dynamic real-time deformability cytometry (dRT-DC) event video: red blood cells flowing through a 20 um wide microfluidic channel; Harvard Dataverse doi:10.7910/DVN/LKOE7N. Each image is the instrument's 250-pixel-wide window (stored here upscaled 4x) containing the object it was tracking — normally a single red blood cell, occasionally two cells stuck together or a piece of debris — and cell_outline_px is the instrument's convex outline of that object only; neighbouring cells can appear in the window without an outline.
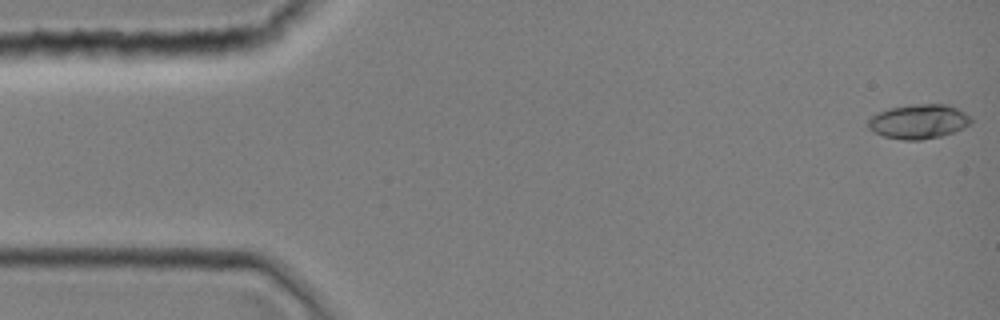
{"species": "common noctule bat (a hibernating species)", "species_latin": "Nyctalus noctula", "temperature_condition": "room temperature", "stored_images_in_passage": 7, "camera_frame_rate_fps": 3000, "um_per_image_px": 0.085, "animal": {"sex": "female", "body_mass_g": 19.0, "forearm_length_mm": 51.5}, "frame": {"image": 1, "passage_image": 1, "time_ms": 0.0, "image_size_px": [1000, 320], "cell_outline_px": [[972, 120], [964, 128], [940, 136], [920, 140], [904, 140], [884, 136], [872, 132], [868, 128], [868, 120], [876, 112], [888, 108], [916, 104], [948, 104], [972, 116]], "centroid_in_image_um": [78.06, 10.32], "position_along_channel_um": 6.9, "area_um2": 20.69}}